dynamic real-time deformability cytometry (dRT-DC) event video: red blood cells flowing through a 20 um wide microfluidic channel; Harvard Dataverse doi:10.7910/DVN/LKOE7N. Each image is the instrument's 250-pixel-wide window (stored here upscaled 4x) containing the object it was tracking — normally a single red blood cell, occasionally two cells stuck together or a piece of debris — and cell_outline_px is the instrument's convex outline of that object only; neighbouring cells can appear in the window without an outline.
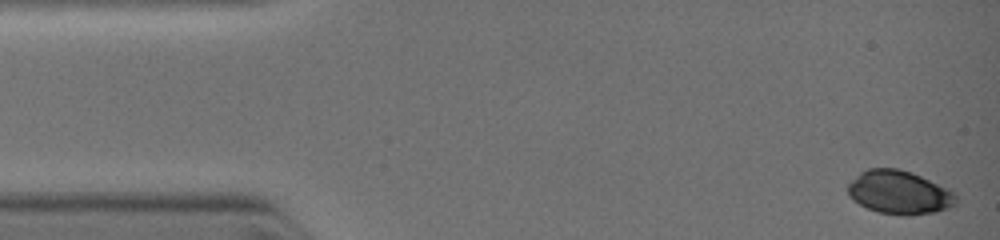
{"species": "common noctule bat (a hibernating species)", "species_latin": "Nyctalus noctula", "temperature_condition": "warm", "stored_images_in_passage": 10, "camera_frame_rate_fps": 3000, "um_per_image_px": 0.085, "animal": {"sex": "female", "body_mass_g": 19.0, "forearm_length_mm": 51.5}, "frame": {"image": 1, "passage_image": 1, "time_ms": 0.0, "image_size_px": [1000, 240], "cell_outline_px": [[956, 204], [948, 208], [936, 212], [908, 216], [900, 216], [880, 212], [868, 208], [852, 200], [848, 196], [848, 184], [860, 172], [868, 168], [900, 168], [912, 172], [948, 188], [956, 196]], "centroid_in_image_um": [76.43, 16.36], "position_along_channel_um": 8.6, "area_um2": 27.57}}
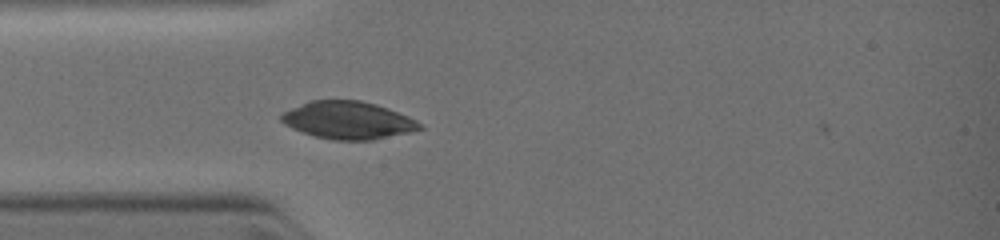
{"frame": {"image": 2, "passage_image": 7, "time_ms": 3.0, "image_size_px": [1000, 240], "cell_outline_px": [[424, 128], [412, 132], [372, 140], [332, 140], [316, 136], [292, 128], [284, 124], [280, 120], [280, 116], [284, 112], [292, 108], [312, 100], [360, 100], [376, 104], [388, 108], [408, 116], [416, 120]], "centroid_in_image_um": [29.61, 10.22], "position_along_channel_um": 55.4, "area_um2": 30.17}}
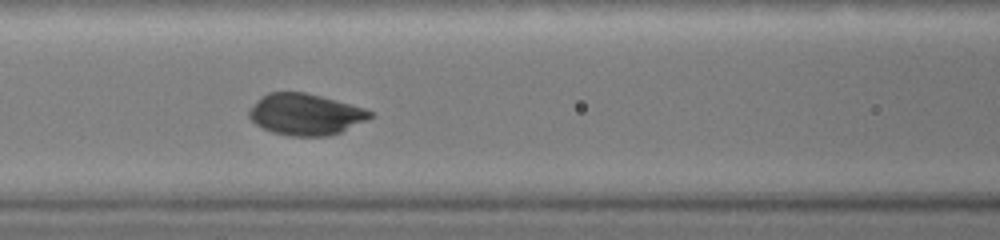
{"frame": {"image": 3, "passage_image": 10, "time_ms": 4.667, "image_size_px": [1000, 240], "cell_outline_px": [[376, 116], [368, 120], [340, 132], [328, 136], [288, 136], [272, 132], [256, 124], [248, 116], [248, 108], [260, 96], [268, 92], [304, 92], [336, 100], [364, 108], [376, 112]], "centroid_in_image_um": [25.97, 9.72], "position_along_channel_um": 140.6, "area_um2": 29.48}}